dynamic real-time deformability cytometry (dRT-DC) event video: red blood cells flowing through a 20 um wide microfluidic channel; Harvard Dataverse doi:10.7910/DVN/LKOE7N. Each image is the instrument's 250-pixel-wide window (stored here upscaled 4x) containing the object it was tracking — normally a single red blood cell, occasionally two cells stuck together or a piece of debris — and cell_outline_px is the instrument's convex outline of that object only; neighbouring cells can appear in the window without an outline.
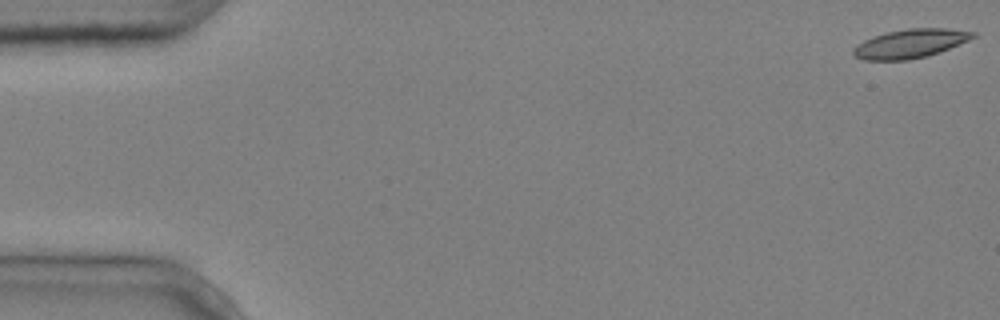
{"species": "common noctule bat (a hibernating species)", "species_latin": "Nyctalus noctula", "temperature_condition": "cold", "stored_images_in_passage": 6, "camera_frame_rate_fps": 3000, "um_per_image_px": 0.085, "animal": {"sex": "male", "body_mass_g": 20.4}, "frame": {"image": 1, "passage_image": 1, "time_ms": 0.0, "image_size_px": [1000, 320], "cell_outline_px": [[976, 36], [968, 40], [940, 52], [908, 60], [864, 60], [856, 56], [852, 52], [852, 48], [864, 40], [888, 32], [908, 28], [948, 28], [976, 32]], "centroid_in_image_um": [77.38, 3.7], "position_along_channel_um": 7.6, "area_um2": 19.88}}